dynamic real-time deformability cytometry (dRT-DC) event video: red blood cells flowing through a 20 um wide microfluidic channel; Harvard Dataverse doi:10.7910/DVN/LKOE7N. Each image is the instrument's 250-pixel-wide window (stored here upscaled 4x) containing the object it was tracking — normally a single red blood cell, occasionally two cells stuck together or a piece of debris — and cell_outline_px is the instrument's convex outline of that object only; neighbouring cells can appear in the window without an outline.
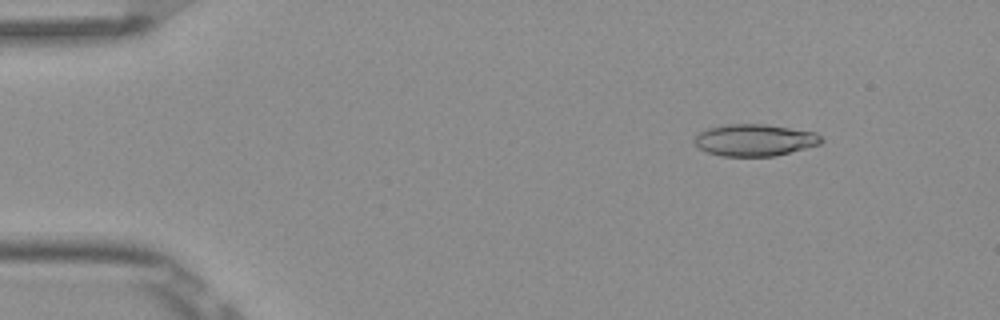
{"species": "Egyptian fruit bat (a non-hibernating species)", "species_latin": "Rousettus aegyptiacus", "temperature_condition": "room temperature", "stored_images_in_passage": 7, "camera_frame_rate_fps": 3000, "um_per_image_px": 0.085, "frame": {"image": 1, "passage_image": 2, "time_ms": 0.333, "image_size_px": [1000, 320], "cell_outline_px": [[824, 140], [820, 144], [776, 156], [720, 156], [708, 152], [700, 148], [692, 140], [700, 132], [708, 128], [728, 124], [764, 124], [816, 132]], "centroid_in_image_um": [64.16, 11.91], "position_along_channel_um": 20.8, "area_um2": 23.47}}
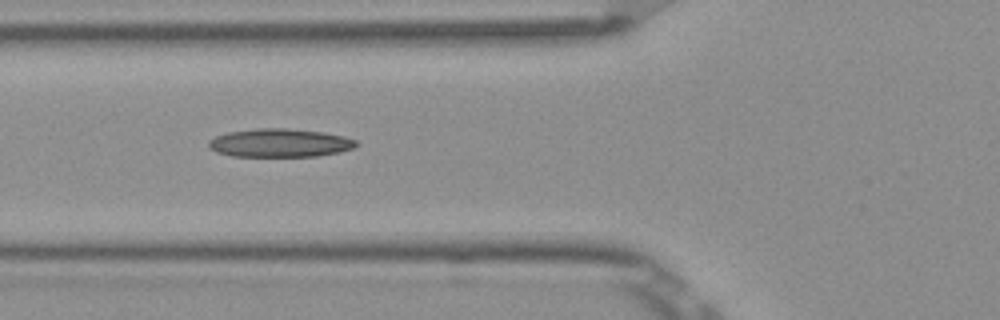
{"frame": {"image": 2, "passage_image": 5, "time_ms": 1.333, "image_size_px": [1000, 320], "cell_outline_px": [[360, 144], [352, 148], [340, 152], [316, 156], [232, 156], [216, 152], [208, 148], [208, 140], [216, 136], [228, 132], [256, 128], [288, 128], [324, 132], [344, 136], [356, 140]], "centroid_in_image_um": [23.78, 12.14], "position_along_channel_um": 102.0, "area_um2": 24.57}}
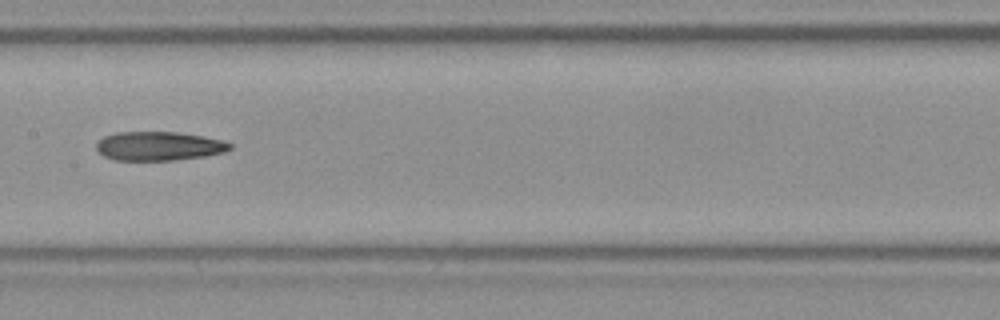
{"frame": {"image": 3, "passage_image": 7, "time_ms": 2.0, "image_size_px": [1000, 320], "cell_outline_px": [[232, 148], [224, 152], [204, 156], [172, 160], [116, 160], [104, 156], [96, 152], [96, 144], [104, 136], [116, 132], [176, 132], [204, 136], [224, 140], [232, 144]], "centroid_in_image_um": [13.5, 12.41], "position_along_channel_um": 193.9, "area_um2": 22.6}}